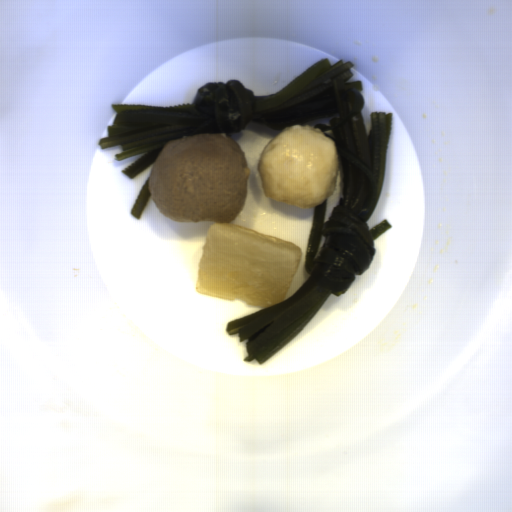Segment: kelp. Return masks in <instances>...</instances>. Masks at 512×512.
<instances>
[{
    "label": "kelp",
    "mask_w": 512,
    "mask_h": 512,
    "mask_svg": "<svg viewBox=\"0 0 512 512\" xmlns=\"http://www.w3.org/2000/svg\"><path fill=\"white\" fill-rule=\"evenodd\" d=\"M151 197H152V194H151L150 176H149L148 179L146 180L145 184L141 188L140 192L138 193V195L134 201V204L130 210V214L134 218L141 220Z\"/></svg>",
    "instance_id": "cf089659"
},
{
    "label": "kelp",
    "mask_w": 512,
    "mask_h": 512,
    "mask_svg": "<svg viewBox=\"0 0 512 512\" xmlns=\"http://www.w3.org/2000/svg\"><path fill=\"white\" fill-rule=\"evenodd\" d=\"M350 60L333 65L321 58L284 88L270 95H255L235 79L211 81L199 87L192 104L150 106L112 104L116 112L101 150L120 146L116 161L142 154L121 173L133 179L151 166L168 141L197 134H228L251 122L275 130L331 118L314 128L333 139L343 169V198L327 221L328 199L313 206L307 242L306 280L283 301L226 322L229 335L246 341L243 361L261 365L290 343L315 317L333 294L341 297L372 264L374 239L392 226L385 218L372 228V217L383 187L393 112L370 114L367 133L362 80L353 77Z\"/></svg>",
    "instance_id": "99668d17"
}]
</instances>
